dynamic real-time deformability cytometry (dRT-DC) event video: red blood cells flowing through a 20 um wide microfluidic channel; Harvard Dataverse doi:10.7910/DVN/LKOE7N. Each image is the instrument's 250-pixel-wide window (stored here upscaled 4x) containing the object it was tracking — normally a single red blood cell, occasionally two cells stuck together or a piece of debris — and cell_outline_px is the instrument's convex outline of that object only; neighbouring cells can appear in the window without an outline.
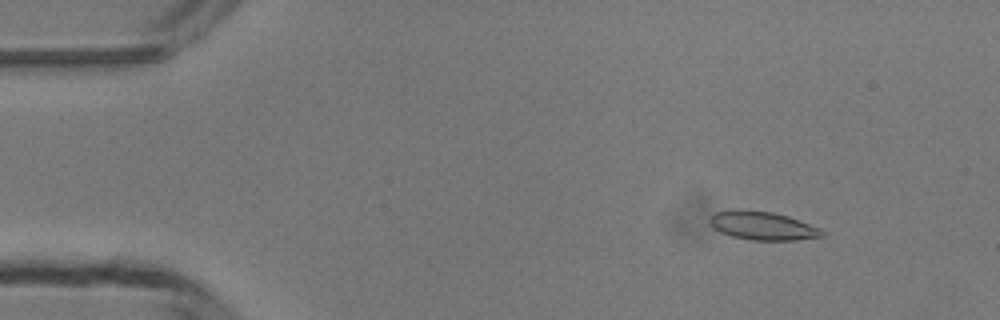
{"species": "common noctule bat (a hibernating species)", "species_latin": "Nyctalus noctula", "temperature_condition": "room temperature", "stored_images_in_passage": 3, "camera_frame_rate_fps": 3000, "um_per_image_px": 0.085, "animal": {"sex": "male", "body_mass_g": 13.3}, "frame": {"image": 1, "passage_image": 1, "time_ms": 0.0, "image_size_px": [1000, 320], "cell_outline_px": [[824, 236], [796, 240], [752, 240], [732, 236], [720, 232], [708, 220], [716, 212], [736, 208], [772, 212], [788, 216], [820, 228], [824, 232]], "centroid_in_image_um": [64.83, 19.18], "position_along_channel_um": 20.2, "area_um2": 18.55}}